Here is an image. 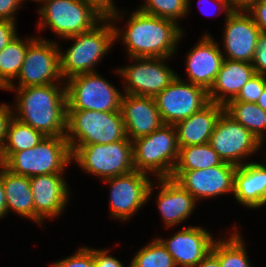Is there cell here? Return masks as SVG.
<instances>
[{
	"label": "cell",
	"mask_w": 266,
	"mask_h": 267,
	"mask_svg": "<svg viewBox=\"0 0 266 267\" xmlns=\"http://www.w3.org/2000/svg\"><path fill=\"white\" fill-rule=\"evenodd\" d=\"M59 84L8 87L16 91L13 117L45 136H66V87Z\"/></svg>",
	"instance_id": "6da1fadb"
},
{
	"label": "cell",
	"mask_w": 266,
	"mask_h": 267,
	"mask_svg": "<svg viewBox=\"0 0 266 267\" xmlns=\"http://www.w3.org/2000/svg\"><path fill=\"white\" fill-rule=\"evenodd\" d=\"M128 17L125 30L114 25L115 40L122 37L130 58H169L182 39L179 24L141 12L138 8ZM176 48V49H175Z\"/></svg>",
	"instance_id": "7a4b0ae2"
},
{
	"label": "cell",
	"mask_w": 266,
	"mask_h": 267,
	"mask_svg": "<svg viewBox=\"0 0 266 267\" xmlns=\"http://www.w3.org/2000/svg\"><path fill=\"white\" fill-rule=\"evenodd\" d=\"M110 22V18L105 17L101 24L99 23L93 29L66 38L73 40V44L66 52L59 50L63 81L79 74L95 72V65L116 42L113 21Z\"/></svg>",
	"instance_id": "3957f363"
},
{
	"label": "cell",
	"mask_w": 266,
	"mask_h": 267,
	"mask_svg": "<svg viewBox=\"0 0 266 267\" xmlns=\"http://www.w3.org/2000/svg\"><path fill=\"white\" fill-rule=\"evenodd\" d=\"M72 161L66 136H45L35 147L12 153L2 165L14 174L33 177L63 174Z\"/></svg>",
	"instance_id": "277c9868"
},
{
	"label": "cell",
	"mask_w": 266,
	"mask_h": 267,
	"mask_svg": "<svg viewBox=\"0 0 266 267\" xmlns=\"http://www.w3.org/2000/svg\"><path fill=\"white\" fill-rule=\"evenodd\" d=\"M66 139L69 145H105L130 140L121 111L93 110H67Z\"/></svg>",
	"instance_id": "5b68a950"
},
{
	"label": "cell",
	"mask_w": 266,
	"mask_h": 267,
	"mask_svg": "<svg viewBox=\"0 0 266 267\" xmlns=\"http://www.w3.org/2000/svg\"><path fill=\"white\" fill-rule=\"evenodd\" d=\"M133 164L137 171L157 178L171 177L179 158L175 125L164 124L147 136L132 141Z\"/></svg>",
	"instance_id": "8992f818"
},
{
	"label": "cell",
	"mask_w": 266,
	"mask_h": 267,
	"mask_svg": "<svg viewBox=\"0 0 266 267\" xmlns=\"http://www.w3.org/2000/svg\"><path fill=\"white\" fill-rule=\"evenodd\" d=\"M38 29L49 28L64 39L87 32L105 18L90 3L83 0H39Z\"/></svg>",
	"instance_id": "52a82bcc"
},
{
	"label": "cell",
	"mask_w": 266,
	"mask_h": 267,
	"mask_svg": "<svg viewBox=\"0 0 266 267\" xmlns=\"http://www.w3.org/2000/svg\"><path fill=\"white\" fill-rule=\"evenodd\" d=\"M72 161L87 173L103 180L124 175L135 170L131 140L109 144L69 145Z\"/></svg>",
	"instance_id": "ba28073f"
},
{
	"label": "cell",
	"mask_w": 266,
	"mask_h": 267,
	"mask_svg": "<svg viewBox=\"0 0 266 267\" xmlns=\"http://www.w3.org/2000/svg\"><path fill=\"white\" fill-rule=\"evenodd\" d=\"M66 81L67 110L120 111L123 94L97 71Z\"/></svg>",
	"instance_id": "9c48e42d"
},
{
	"label": "cell",
	"mask_w": 266,
	"mask_h": 267,
	"mask_svg": "<svg viewBox=\"0 0 266 267\" xmlns=\"http://www.w3.org/2000/svg\"><path fill=\"white\" fill-rule=\"evenodd\" d=\"M59 50L55 41L36 37L26 50L17 76L18 84L15 86L12 83L9 87L41 86L62 82Z\"/></svg>",
	"instance_id": "30bf717a"
},
{
	"label": "cell",
	"mask_w": 266,
	"mask_h": 267,
	"mask_svg": "<svg viewBox=\"0 0 266 267\" xmlns=\"http://www.w3.org/2000/svg\"><path fill=\"white\" fill-rule=\"evenodd\" d=\"M154 99L162 121L167 125H176L210 102L205 88L185 82L178 75Z\"/></svg>",
	"instance_id": "8fae6325"
},
{
	"label": "cell",
	"mask_w": 266,
	"mask_h": 267,
	"mask_svg": "<svg viewBox=\"0 0 266 267\" xmlns=\"http://www.w3.org/2000/svg\"><path fill=\"white\" fill-rule=\"evenodd\" d=\"M223 162L241 166L245 157L259 151L262 142L224 111L219 116L209 140Z\"/></svg>",
	"instance_id": "7c38bea8"
},
{
	"label": "cell",
	"mask_w": 266,
	"mask_h": 267,
	"mask_svg": "<svg viewBox=\"0 0 266 267\" xmlns=\"http://www.w3.org/2000/svg\"><path fill=\"white\" fill-rule=\"evenodd\" d=\"M130 66L117 69L116 73L124 78V93L155 97L176 78L174 72L164 60L169 58H131Z\"/></svg>",
	"instance_id": "4fadbf2b"
},
{
	"label": "cell",
	"mask_w": 266,
	"mask_h": 267,
	"mask_svg": "<svg viewBox=\"0 0 266 267\" xmlns=\"http://www.w3.org/2000/svg\"><path fill=\"white\" fill-rule=\"evenodd\" d=\"M110 184V215L126 221L142 208L153 193V183L147 173H130L103 180Z\"/></svg>",
	"instance_id": "5bb4252c"
},
{
	"label": "cell",
	"mask_w": 266,
	"mask_h": 267,
	"mask_svg": "<svg viewBox=\"0 0 266 267\" xmlns=\"http://www.w3.org/2000/svg\"><path fill=\"white\" fill-rule=\"evenodd\" d=\"M236 168L237 166L224 162L222 165L206 169L173 171L171 178L186 189L197 201L231 192L233 194Z\"/></svg>",
	"instance_id": "9a60e30c"
},
{
	"label": "cell",
	"mask_w": 266,
	"mask_h": 267,
	"mask_svg": "<svg viewBox=\"0 0 266 267\" xmlns=\"http://www.w3.org/2000/svg\"><path fill=\"white\" fill-rule=\"evenodd\" d=\"M224 58L252 63L258 36L261 34L247 11H231L225 19Z\"/></svg>",
	"instance_id": "2e32d148"
},
{
	"label": "cell",
	"mask_w": 266,
	"mask_h": 267,
	"mask_svg": "<svg viewBox=\"0 0 266 267\" xmlns=\"http://www.w3.org/2000/svg\"><path fill=\"white\" fill-rule=\"evenodd\" d=\"M62 174H46L30 177L34 203V221L40 226L46 218L60 216L68 202L69 187Z\"/></svg>",
	"instance_id": "e0dca14e"
},
{
	"label": "cell",
	"mask_w": 266,
	"mask_h": 267,
	"mask_svg": "<svg viewBox=\"0 0 266 267\" xmlns=\"http://www.w3.org/2000/svg\"><path fill=\"white\" fill-rule=\"evenodd\" d=\"M158 239L173 257L176 267H195L211 251L214 238L203 227H184L167 240Z\"/></svg>",
	"instance_id": "ac0fdd59"
},
{
	"label": "cell",
	"mask_w": 266,
	"mask_h": 267,
	"mask_svg": "<svg viewBox=\"0 0 266 267\" xmlns=\"http://www.w3.org/2000/svg\"><path fill=\"white\" fill-rule=\"evenodd\" d=\"M120 111L126 135L131 141L147 136L164 125L154 97L123 93Z\"/></svg>",
	"instance_id": "d6986e66"
},
{
	"label": "cell",
	"mask_w": 266,
	"mask_h": 267,
	"mask_svg": "<svg viewBox=\"0 0 266 267\" xmlns=\"http://www.w3.org/2000/svg\"><path fill=\"white\" fill-rule=\"evenodd\" d=\"M191 49L186 57L187 82L208 91L223 63V53L210 34H205Z\"/></svg>",
	"instance_id": "ffe728a7"
},
{
	"label": "cell",
	"mask_w": 266,
	"mask_h": 267,
	"mask_svg": "<svg viewBox=\"0 0 266 267\" xmlns=\"http://www.w3.org/2000/svg\"><path fill=\"white\" fill-rule=\"evenodd\" d=\"M160 191L157 206L166 227H174L186 220L196 208L195 198L171 177L158 178ZM176 224V225H175Z\"/></svg>",
	"instance_id": "44dd1931"
},
{
	"label": "cell",
	"mask_w": 266,
	"mask_h": 267,
	"mask_svg": "<svg viewBox=\"0 0 266 267\" xmlns=\"http://www.w3.org/2000/svg\"><path fill=\"white\" fill-rule=\"evenodd\" d=\"M233 194L247 208L255 209L266 205V166L258 162L237 166Z\"/></svg>",
	"instance_id": "7402d4cb"
},
{
	"label": "cell",
	"mask_w": 266,
	"mask_h": 267,
	"mask_svg": "<svg viewBox=\"0 0 266 267\" xmlns=\"http://www.w3.org/2000/svg\"><path fill=\"white\" fill-rule=\"evenodd\" d=\"M254 74L252 63L224 58L215 81L208 90L209 101L224 106L237 97L244 84Z\"/></svg>",
	"instance_id": "603a6c76"
},
{
	"label": "cell",
	"mask_w": 266,
	"mask_h": 267,
	"mask_svg": "<svg viewBox=\"0 0 266 267\" xmlns=\"http://www.w3.org/2000/svg\"><path fill=\"white\" fill-rule=\"evenodd\" d=\"M223 111V105L209 102L201 110L178 122L175 127L179 147L209 143L215 124Z\"/></svg>",
	"instance_id": "cb8c5ba5"
},
{
	"label": "cell",
	"mask_w": 266,
	"mask_h": 267,
	"mask_svg": "<svg viewBox=\"0 0 266 267\" xmlns=\"http://www.w3.org/2000/svg\"><path fill=\"white\" fill-rule=\"evenodd\" d=\"M2 183L5 189L8 213L12 210L21 217L34 221V203L30 178L14 174L2 165Z\"/></svg>",
	"instance_id": "d4e9b609"
},
{
	"label": "cell",
	"mask_w": 266,
	"mask_h": 267,
	"mask_svg": "<svg viewBox=\"0 0 266 267\" xmlns=\"http://www.w3.org/2000/svg\"><path fill=\"white\" fill-rule=\"evenodd\" d=\"M224 112L233 120L239 122L262 143L265 139L266 111L253 102L228 101L224 105Z\"/></svg>",
	"instance_id": "484cf974"
},
{
	"label": "cell",
	"mask_w": 266,
	"mask_h": 267,
	"mask_svg": "<svg viewBox=\"0 0 266 267\" xmlns=\"http://www.w3.org/2000/svg\"><path fill=\"white\" fill-rule=\"evenodd\" d=\"M45 135L13 117L7 128V136L0 150L2 164L12 153L35 147L44 139Z\"/></svg>",
	"instance_id": "4316f807"
},
{
	"label": "cell",
	"mask_w": 266,
	"mask_h": 267,
	"mask_svg": "<svg viewBox=\"0 0 266 267\" xmlns=\"http://www.w3.org/2000/svg\"><path fill=\"white\" fill-rule=\"evenodd\" d=\"M35 39L27 37L26 41H23L16 36L0 51V89L6 90L13 83V79L17 78L26 50Z\"/></svg>",
	"instance_id": "83f0119b"
},
{
	"label": "cell",
	"mask_w": 266,
	"mask_h": 267,
	"mask_svg": "<svg viewBox=\"0 0 266 267\" xmlns=\"http://www.w3.org/2000/svg\"><path fill=\"white\" fill-rule=\"evenodd\" d=\"M179 148V158L174 171L206 169L224 163L209 143Z\"/></svg>",
	"instance_id": "f1b7e54d"
},
{
	"label": "cell",
	"mask_w": 266,
	"mask_h": 267,
	"mask_svg": "<svg viewBox=\"0 0 266 267\" xmlns=\"http://www.w3.org/2000/svg\"><path fill=\"white\" fill-rule=\"evenodd\" d=\"M232 233L227 240H215L211 252L219 259L220 267H252L243 238L238 231Z\"/></svg>",
	"instance_id": "f546056e"
},
{
	"label": "cell",
	"mask_w": 266,
	"mask_h": 267,
	"mask_svg": "<svg viewBox=\"0 0 266 267\" xmlns=\"http://www.w3.org/2000/svg\"><path fill=\"white\" fill-rule=\"evenodd\" d=\"M133 267H176L171 254L157 238L144 248H141L133 257Z\"/></svg>",
	"instance_id": "4dcf8cb0"
},
{
	"label": "cell",
	"mask_w": 266,
	"mask_h": 267,
	"mask_svg": "<svg viewBox=\"0 0 266 267\" xmlns=\"http://www.w3.org/2000/svg\"><path fill=\"white\" fill-rule=\"evenodd\" d=\"M138 9L143 13L178 23L179 18L187 15V0H146Z\"/></svg>",
	"instance_id": "1f68e13d"
},
{
	"label": "cell",
	"mask_w": 266,
	"mask_h": 267,
	"mask_svg": "<svg viewBox=\"0 0 266 267\" xmlns=\"http://www.w3.org/2000/svg\"><path fill=\"white\" fill-rule=\"evenodd\" d=\"M266 86V76L255 73L244 84L235 101L256 103Z\"/></svg>",
	"instance_id": "d6a6232c"
},
{
	"label": "cell",
	"mask_w": 266,
	"mask_h": 267,
	"mask_svg": "<svg viewBox=\"0 0 266 267\" xmlns=\"http://www.w3.org/2000/svg\"><path fill=\"white\" fill-rule=\"evenodd\" d=\"M51 265L53 267H94V249L82 247L73 255Z\"/></svg>",
	"instance_id": "836d02e7"
},
{
	"label": "cell",
	"mask_w": 266,
	"mask_h": 267,
	"mask_svg": "<svg viewBox=\"0 0 266 267\" xmlns=\"http://www.w3.org/2000/svg\"><path fill=\"white\" fill-rule=\"evenodd\" d=\"M252 66L255 73L266 76V34L258 36Z\"/></svg>",
	"instance_id": "e575fe53"
},
{
	"label": "cell",
	"mask_w": 266,
	"mask_h": 267,
	"mask_svg": "<svg viewBox=\"0 0 266 267\" xmlns=\"http://www.w3.org/2000/svg\"><path fill=\"white\" fill-rule=\"evenodd\" d=\"M261 34H266V0H260L247 11Z\"/></svg>",
	"instance_id": "d590c367"
},
{
	"label": "cell",
	"mask_w": 266,
	"mask_h": 267,
	"mask_svg": "<svg viewBox=\"0 0 266 267\" xmlns=\"http://www.w3.org/2000/svg\"><path fill=\"white\" fill-rule=\"evenodd\" d=\"M84 2L90 3L105 17H109L111 21L119 20V12L114 6L113 0H83Z\"/></svg>",
	"instance_id": "8d00e7d4"
},
{
	"label": "cell",
	"mask_w": 266,
	"mask_h": 267,
	"mask_svg": "<svg viewBox=\"0 0 266 267\" xmlns=\"http://www.w3.org/2000/svg\"><path fill=\"white\" fill-rule=\"evenodd\" d=\"M108 253L109 249H94V267H124L120 260Z\"/></svg>",
	"instance_id": "74e56055"
},
{
	"label": "cell",
	"mask_w": 266,
	"mask_h": 267,
	"mask_svg": "<svg viewBox=\"0 0 266 267\" xmlns=\"http://www.w3.org/2000/svg\"><path fill=\"white\" fill-rule=\"evenodd\" d=\"M21 5L20 0H0V20L16 22L15 14Z\"/></svg>",
	"instance_id": "f35d334b"
},
{
	"label": "cell",
	"mask_w": 266,
	"mask_h": 267,
	"mask_svg": "<svg viewBox=\"0 0 266 267\" xmlns=\"http://www.w3.org/2000/svg\"><path fill=\"white\" fill-rule=\"evenodd\" d=\"M15 24L13 21L0 20V51L17 36Z\"/></svg>",
	"instance_id": "ab89813d"
},
{
	"label": "cell",
	"mask_w": 266,
	"mask_h": 267,
	"mask_svg": "<svg viewBox=\"0 0 266 267\" xmlns=\"http://www.w3.org/2000/svg\"><path fill=\"white\" fill-rule=\"evenodd\" d=\"M13 108L7 104H0V150L2 149L7 136V128L13 118Z\"/></svg>",
	"instance_id": "60d3db41"
},
{
	"label": "cell",
	"mask_w": 266,
	"mask_h": 267,
	"mask_svg": "<svg viewBox=\"0 0 266 267\" xmlns=\"http://www.w3.org/2000/svg\"><path fill=\"white\" fill-rule=\"evenodd\" d=\"M260 0H228L232 11H248L254 4Z\"/></svg>",
	"instance_id": "b9f144b4"
},
{
	"label": "cell",
	"mask_w": 266,
	"mask_h": 267,
	"mask_svg": "<svg viewBox=\"0 0 266 267\" xmlns=\"http://www.w3.org/2000/svg\"><path fill=\"white\" fill-rule=\"evenodd\" d=\"M7 214L5 189L2 183V164L0 163V218H4Z\"/></svg>",
	"instance_id": "7bdbcfd3"
},
{
	"label": "cell",
	"mask_w": 266,
	"mask_h": 267,
	"mask_svg": "<svg viewBox=\"0 0 266 267\" xmlns=\"http://www.w3.org/2000/svg\"><path fill=\"white\" fill-rule=\"evenodd\" d=\"M195 267H220L219 259L210 251Z\"/></svg>",
	"instance_id": "ee69618b"
},
{
	"label": "cell",
	"mask_w": 266,
	"mask_h": 267,
	"mask_svg": "<svg viewBox=\"0 0 266 267\" xmlns=\"http://www.w3.org/2000/svg\"><path fill=\"white\" fill-rule=\"evenodd\" d=\"M200 1V0H199ZM203 1V0H202ZM201 1V2H202ZM207 1H211V2H215L216 4H217V7L219 6V8H221L222 9V11H224L225 10V16H228L230 13H231V8H230V6H229V4H228V0H207ZM206 3V2H205ZM191 2H190V0H187V14L189 13V11H190V7H191ZM202 6V5H201Z\"/></svg>",
	"instance_id": "f6af8a7d"
},
{
	"label": "cell",
	"mask_w": 266,
	"mask_h": 267,
	"mask_svg": "<svg viewBox=\"0 0 266 267\" xmlns=\"http://www.w3.org/2000/svg\"><path fill=\"white\" fill-rule=\"evenodd\" d=\"M256 104L259 105L264 111H266V86Z\"/></svg>",
	"instance_id": "bcb514c9"
},
{
	"label": "cell",
	"mask_w": 266,
	"mask_h": 267,
	"mask_svg": "<svg viewBox=\"0 0 266 267\" xmlns=\"http://www.w3.org/2000/svg\"><path fill=\"white\" fill-rule=\"evenodd\" d=\"M20 1L23 2V1H26V0H20ZM31 1L39 2V0H31Z\"/></svg>",
	"instance_id": "7dc6e473"
}]
</instances>
